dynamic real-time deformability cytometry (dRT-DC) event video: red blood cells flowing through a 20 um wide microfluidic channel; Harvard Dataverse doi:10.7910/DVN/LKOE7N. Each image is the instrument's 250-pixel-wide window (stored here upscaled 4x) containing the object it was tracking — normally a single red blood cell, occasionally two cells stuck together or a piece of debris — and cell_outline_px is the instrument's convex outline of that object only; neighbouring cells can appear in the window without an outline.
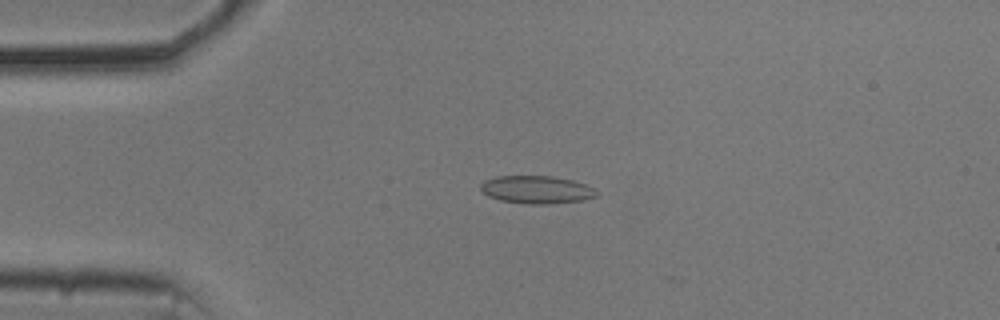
{"species": "common noctule bat (a hibernating species)", "species_latin": "Nyctalus noctula", "temperature_condition": "cold", "stored_images_in_passage": 45, "camera_frame_rate_fps": 3000, "um_per_image_px": 0.085, "animal": {"sex": "male", "body_mass_g": 20.5, "forearm_length_mm": 52.5}, "frame": {"image": 1, "passage_image": 3, "time_ms": 0.667, "image_size_px": [1000, 320], "cell_outline_px": [[600, 196], [584, 200], [548, 204], [528, 204], [500, 200], [488, 196], [480, 192], [480, 184], [484, 180], [496, 176], [552, 176], [572, 180], [584, 184], [600, 192]], "centroid_in_image_um": [45.61, 16.12], "position_along_channel_um": 39.4, "area_um2": 19.02}}
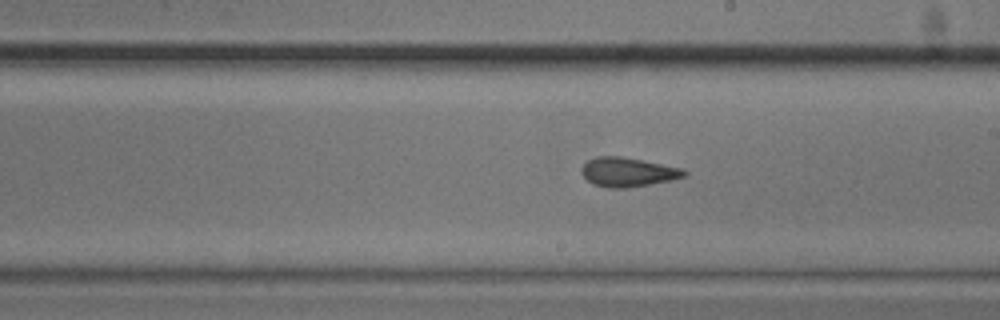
{"frame": {"image": 2, "passage_image": 21, "time_ms": 6.667, "image_size_px": [1000, 320], "cell_outline_px": [[688, 172], [684, 176], [672, 180], [624, 188], [608, 188], [592, 184], [580, 172], [580, 168], [588, 160], [596, 156], [620, 156], [684, 168]], "centroid_in_image_um": [53.35, 14.62], "position_along_channel_um": 235.7, "area_um2": 17.46}}
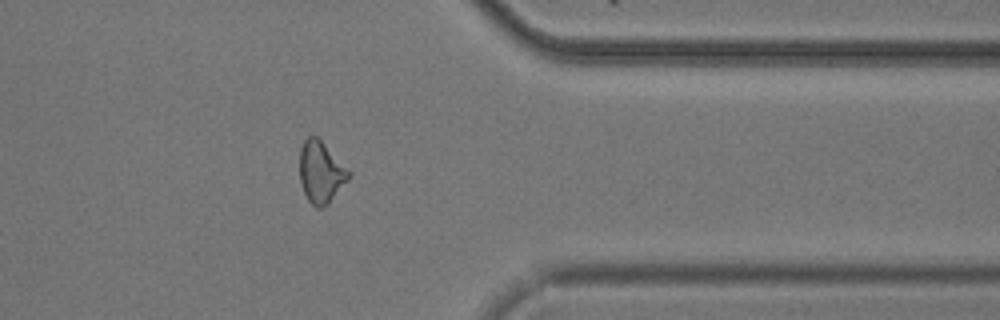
{"frame": {"image": 3, "passage_image": 34, "time_ms": 11.0, "image_size_px": [1000, 320], "cell_outline_px": [[352, 176], [328, 204], [324, 208], [316, 208], [308, 200], [304, 192], [300, 180], [300, 148], [304, 140], [308, 136], [316, 136], [352, 172]], "centroid_in_image_um": [27.3, 14.66], "position_along_channel_um": 384.1, "area_um2": 17.69}, "authors_computed_cell_mechanics": {"area_um2": 17.5712, "velocity_mm_per_s": 3.7107, "shape_relaxation_time_tau1_ms": 5.3035, "shape_relaxation_time_tau2_ms": 1.6598, "deformation_change_tau1": 0.1334, "deformation_change_tau2": 0.0939}}